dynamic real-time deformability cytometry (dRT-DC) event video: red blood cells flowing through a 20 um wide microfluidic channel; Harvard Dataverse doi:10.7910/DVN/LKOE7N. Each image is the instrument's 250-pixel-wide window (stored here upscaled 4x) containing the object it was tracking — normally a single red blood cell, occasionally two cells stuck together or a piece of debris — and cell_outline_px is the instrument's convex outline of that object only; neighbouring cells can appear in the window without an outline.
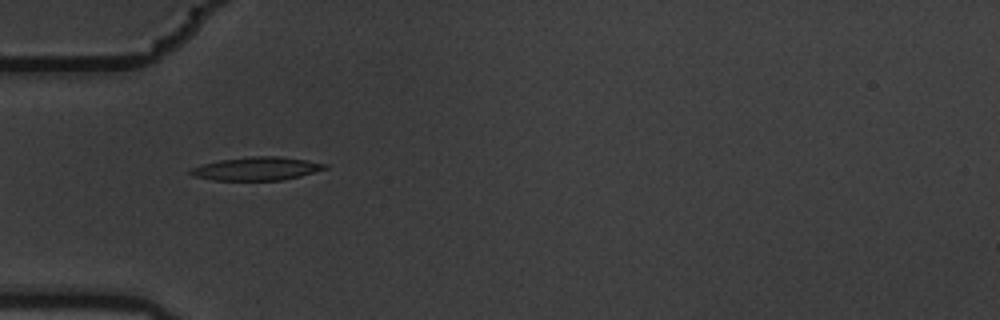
{"species": "common noctule bat (a hibernating species)", "species_latin": "Nyctalus noctula", "temperature_condition": "warm", "stored_images_in_passage": 2, "camera_frame_rate_fps": 3000, "um_per_image_px": 0.085, "animal": {"sex": "male", "body_mass_g": 19.5, "forearm_length_mm": 54.6}, "frame": {"image": 1, "passage_image": 1, "time_ms": 0.0, "image_size_px": [1000, 320], "cell_outline_px": [[328, 168], [300, 176], [284, 180], [212, 180], [192, 176], [188, 172], [192, 168], [200, 164], [220, 160], [252, 156], [280, 156], [328, 164]], "centroid_in_image_um": [21.79, 14.34], "position_along_channel_um": 63.2, "area_um2": 18.26}}
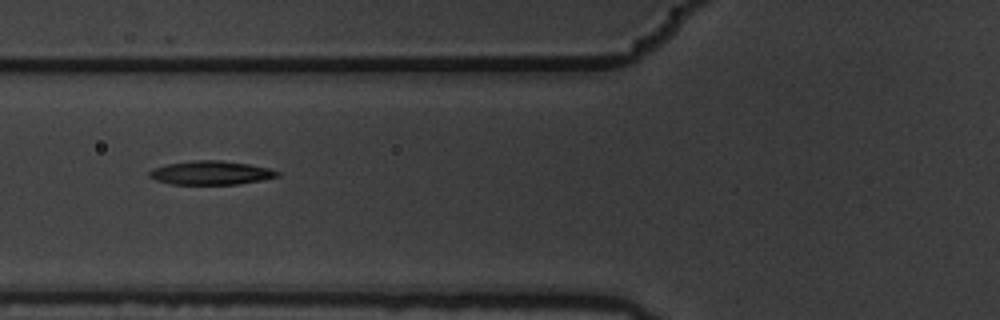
{"frame": {"image": 2, "passage_image": 2, "time_ms": 0.333, "image_size_px": [1000, 320], "cell_outline_px": [[280, 176], [260, 180], [236, 184], [172, 184], [156, 180], [148, 176], [148, 172], [152, 168], [168, 164], [192, 160], [220, 160], [248, 164], [268, 168], [280, 172]], "centroid_in_image_um": [17.9, 14.68], "position_along_channel_um": 107.9, "area_um2": 17.63}}